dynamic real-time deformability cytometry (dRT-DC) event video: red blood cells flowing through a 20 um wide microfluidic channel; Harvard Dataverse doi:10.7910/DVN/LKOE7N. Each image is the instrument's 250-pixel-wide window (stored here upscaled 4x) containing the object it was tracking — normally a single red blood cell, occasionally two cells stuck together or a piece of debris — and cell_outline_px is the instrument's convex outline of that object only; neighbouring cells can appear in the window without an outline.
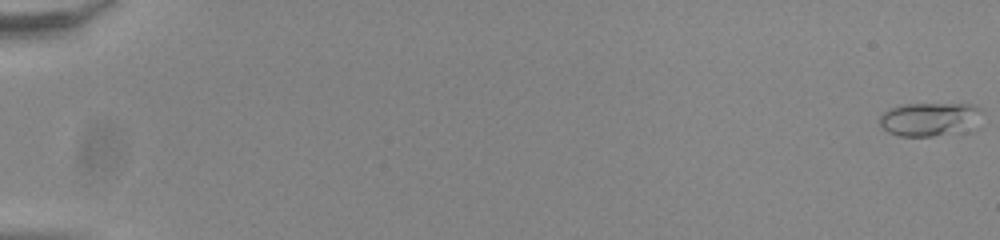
{"species": "common noctule bat (a hibernating species)", "species_latin": "Nyctalus noctula", "temperature_condition": "room temperature", "stored_images_in_passage": 56, "camera_frame_rate_fps": 3000, "um_per_image_px": 0.085, "animal": {"sex": "male", "body_mass_g": 20.0, "forearm_length_mm": 53.3}, "frame": {"image": 1, "passage_image": 1, "time_ms": 0.0, "image_size_px": [1000, 240], "cell_outline_px": [[984, 112], [972, 132], [932, 136], [900, 136], [888, 132], [880, 124], [880, 116], [888, 108], [900, 104], [976, 104]], "centroid_in_image_um": [79.12, 10.14], "position_along_channel_um": 5.9, "area_um2": 20.75}}
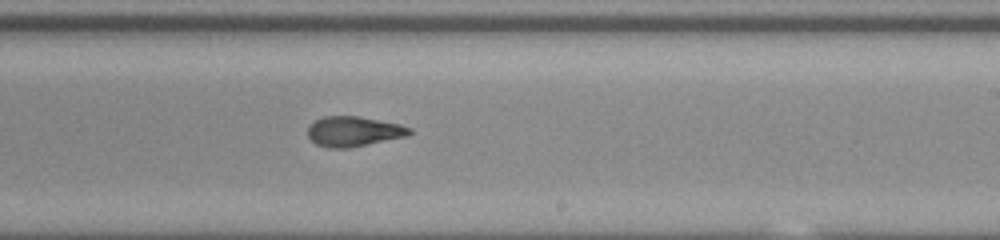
{"frame": {"image": 2, "passage_image": 36, "time_ms": 11.667, "image_size_px": [1000, 240], "cell_outline_px": [[412, 132], [408, 136], [348, 148], [328, 148], [316, 144], [308, 136], [308, 124], [324, 116], [360, 116], [400, 124], [412, 128]], "centroid_in_image_um": [30.06, 11.16], "position_along_channel_um": 258.9, "area_um2": 17.92}}
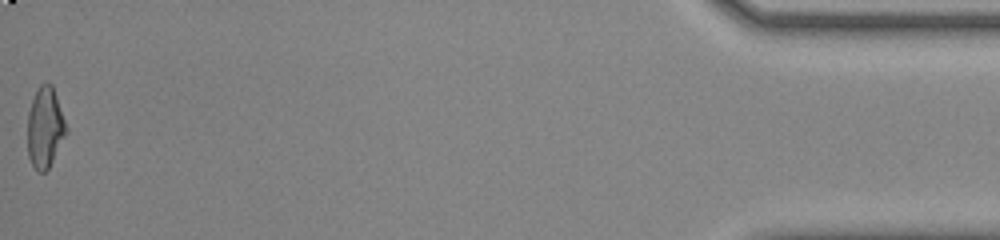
{"frame": {"image": 3, "passage_image": 56, "time_ms": 18.333, "image_size_px": [1000, 240], "cell_outline_px": [[68, 132], [48, 168], [44, 172], [36, 172], [28, 156], [28, 112], [32, 100], [40, 84], [48, 80], [52, 84], [68, 128]], "centroid_in_image_um": [3.84, 10.82], "position_along_channel_um": 431.4, "area_um2": 18.26}, "authors_computed_cell_mechanics": {"area_um2": 18.1781, "velocity_mm_per_s": 3.8648, "shape_relaxation_time_tau1_ms": 7.0402, "shape_relaxation_time_tau2_ms": 2.0367, "deformation_change_tau1": 0.1971, "deformation_change_tau2": 0.0998}}